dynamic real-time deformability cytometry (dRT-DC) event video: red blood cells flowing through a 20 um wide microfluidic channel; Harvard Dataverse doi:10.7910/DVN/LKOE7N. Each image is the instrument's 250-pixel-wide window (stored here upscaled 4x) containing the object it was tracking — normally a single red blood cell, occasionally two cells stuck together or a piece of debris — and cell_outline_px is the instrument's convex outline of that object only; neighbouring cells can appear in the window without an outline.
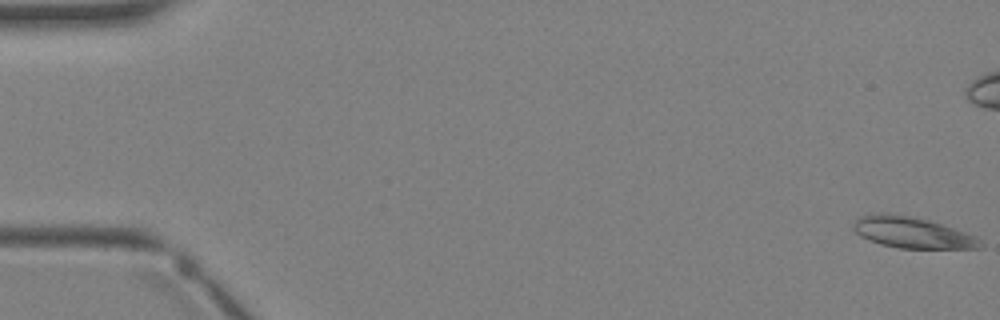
{"species": "Egyptian fruit bat (a non-hibernating species)", "species_latin": "Rousettus aegyptiacus", "temperature_condition": "warm", "stored_images_in_passage": 5, "camera_frame_rate_fps": 3000, "um_per_image_px": 0.085, "animal": {"sex": "female"}, "frame": {"image": 1, "passage_image": 1, "time_ms": 0.0, "image_size_px": [1000, 320], "cell_outline_px": [[984, 248], [900, 248], [880, 244], [860, 236], [852, 228], [852, 224], [860, 216], [908, 216], [928, 220], [976, 236], [984, 244]], "centroid_in_image_um": [77.6, 19.82], "position_along_channel_um": 7.4, "area_um2": 22.08}}
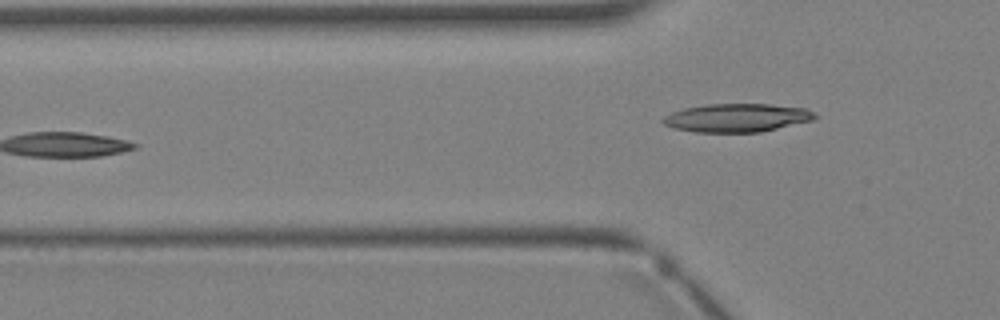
{"frame": {"image": 2, "passage_image": 5, "time_ms": 4.667, "image_size_px": [1000, 320], "cell_outline_px": [[816, 116], [812, 120], [760, 132], [696, 132], [676, 128], [664, 124], [660, 120], [664, 116], [672, 112], [684, 108], [708, 104], [772, 104], [808, 108]], "centroid_in_image_um": [62.63, 10.0], "position_along_channel_um": 63.2, "area_um2": 24.97}}